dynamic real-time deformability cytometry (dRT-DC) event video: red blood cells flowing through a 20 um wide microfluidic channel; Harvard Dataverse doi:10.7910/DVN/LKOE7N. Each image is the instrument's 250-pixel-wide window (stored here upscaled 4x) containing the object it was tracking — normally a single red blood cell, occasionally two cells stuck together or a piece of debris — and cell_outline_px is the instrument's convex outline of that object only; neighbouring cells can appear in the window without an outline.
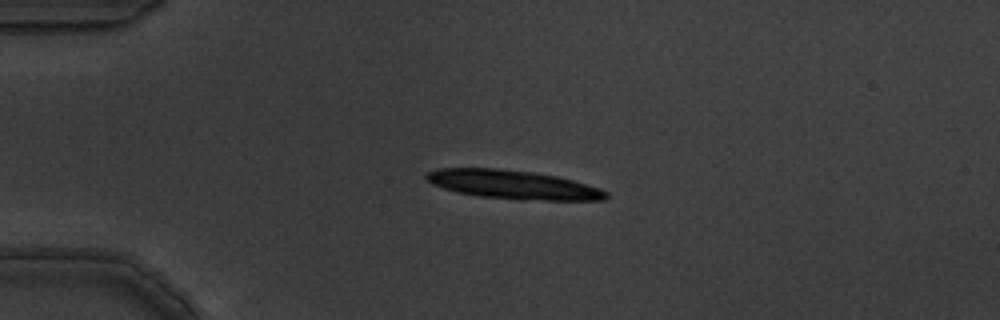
{"species": "common noctule bat (a hibernating species)", "species_latin": "Nyctalus noctula", "temperature_condition": "warm", "stored_images_in_passage": 4, "camera_frame_rate_fps": 3000, "um_per_image_px": 0.085, "animal": {"sex": "male", "body_mass_g": 19.5, "forearm_length_mm": 54.6}, "frame": {"image": 1, "passage_image": 3, "time_ms": 0.667, "image_size_px": [1000, 320], "cell_outline_px": [[608, 196], [604, 200], [516, 200], [480, 196], [456, 192], [432, 184], [424, 176], [428, 172], [440, 168], [496, 168], [532, 172], [556, 176], [572, 180], [600, 188], [608, 192]], "centroid_in_image_um": [43.61, 15.7], "position_along_channel_um": 41.4, "area_um2": 30.11}}